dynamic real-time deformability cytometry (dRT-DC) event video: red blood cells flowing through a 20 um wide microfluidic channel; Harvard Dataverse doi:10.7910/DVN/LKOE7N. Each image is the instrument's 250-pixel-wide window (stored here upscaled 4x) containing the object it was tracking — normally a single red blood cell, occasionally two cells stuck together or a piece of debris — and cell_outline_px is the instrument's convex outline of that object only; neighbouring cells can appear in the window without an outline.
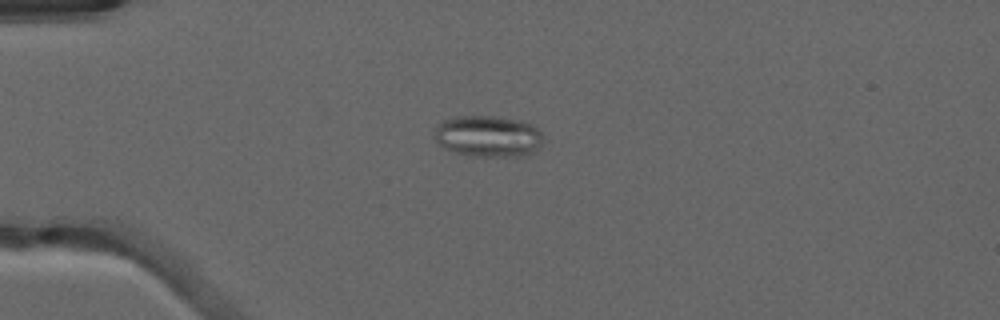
{"species": "common noctule bat (a hibernating species)", "species_latin": "Nyctalus noctula", "temperature_condition": "warm", "stored_images_in_passage": 51, "segment_of_instrument_passage": [1, 2], "camera_frame_rate_fps": 3000, "um_per_image_px": 0.085, "animal": {"sex": "male", "forearm_length_mm": 52.5}, "frame": {"image": 1, "passage_image": 14, "time_ms": 4.333, "image_size_px": [1000, 320], "cell_outline_px": [[540, 144], [528, 156], [472, 156], [456, 152], [444, 148], [436, 140], [436, 124], [444, 120], [456, 116], [500, 116], [520, 120], [536, 124], [540, 132]], "centroid_in_image_um": [41.5, 11.56], "position_along_channel_um": 43.5, "area_um2": 26.24}}